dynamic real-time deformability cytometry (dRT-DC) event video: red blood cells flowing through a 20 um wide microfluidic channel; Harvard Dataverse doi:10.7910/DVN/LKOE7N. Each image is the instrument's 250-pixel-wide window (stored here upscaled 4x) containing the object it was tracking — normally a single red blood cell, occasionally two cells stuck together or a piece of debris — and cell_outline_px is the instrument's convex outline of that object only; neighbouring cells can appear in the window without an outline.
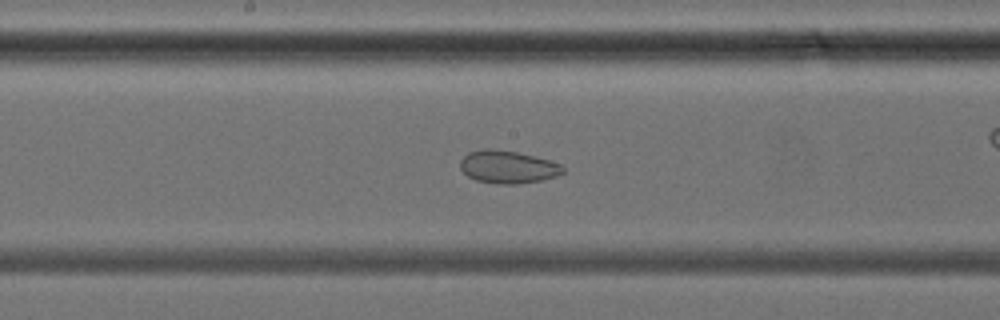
{"species": "common noctule bat (a hibernating species)", "species_latin": "Nyctalus noctula", "temperature_condition": "cold", "stored_images_in_passage": 34, "camera_frame_rate_fps": 3000, "um_per_image_px": 0.085, "animal": {"sex": "female", "body_mass_g": 24.6, "forearm_length_mm": 56.2}, "frame": {"image": 1, "passage_image": 15, "time_ms": 4.667, "image_size_px": [1000, 320], "cell_outline_px": [[564, 172], [556, 176], [540, 180], [516, 184], [496, 184], [476, 180], [468, 176], [460, 168], [460, 160], [468, 152], [484, 148], [488, 148], [516, 152], [548, 160], [560, 164], [564, 168]], "centroid_in_image_um": [43.13, 14.19], "position_along_channel_um": 205.1, "area_um2": 19.42}}
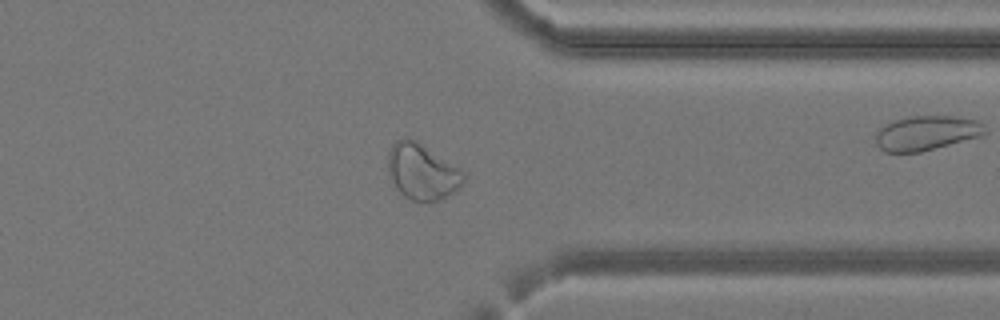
{"frame": {"image": 2, "passage_image": 25, "time_ms": 8.0, "image_size_px": [1000, 320], "cell_outline_px": [[464, 180], [456, 192], [436, 200], [412, 200], [404, 196], [396, 188], [388, 176], [388, 152], [392, 144], [396, 140], [408, 136], [416, 140], [460, 168], [464, 172]], "centroid_in_image_um": [35.85, 14.56], "position_along_channel_um": 375.5, "area_um2": 24.62}}